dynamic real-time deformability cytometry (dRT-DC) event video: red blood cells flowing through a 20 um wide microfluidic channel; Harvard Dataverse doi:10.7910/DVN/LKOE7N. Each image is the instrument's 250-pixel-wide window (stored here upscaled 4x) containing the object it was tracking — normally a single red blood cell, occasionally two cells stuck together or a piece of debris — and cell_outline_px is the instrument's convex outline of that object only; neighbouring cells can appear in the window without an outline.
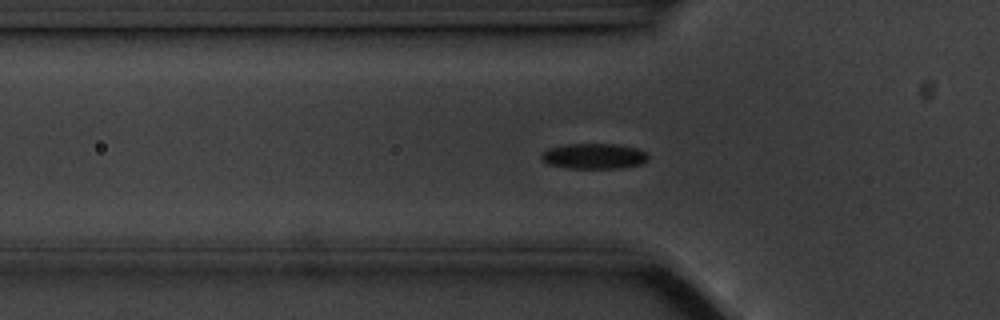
{"species": "common noctule bat (a hibernating species)", "species_latin": "Nyctalus noctula", "temperature_condition": "cold", "stored_images_in_passage": 37, "camera_frame_rate_fps": 3000, "um_per_image_px": 0.085, "animal": {"sex": "male", "body_mass_g": 20.1, "forearm_length_mm": 53.5}, "frame": {"image": 1, "passage_image": 2, "time_ms": 0.333, "image_size_px": [1000, 320], "cell_outline_px": [[648, 160], [640, 164], [620, 168], [568, 168], [548, 164], [540, 160], [540, 156], [548, 148], [568, 144], [616, 144], [636, 148], [648, 152]], "centroid_in_image_um": [50.49, 13.27], "position_along_channel_um": 75.3, "area_um2": 15.9}}
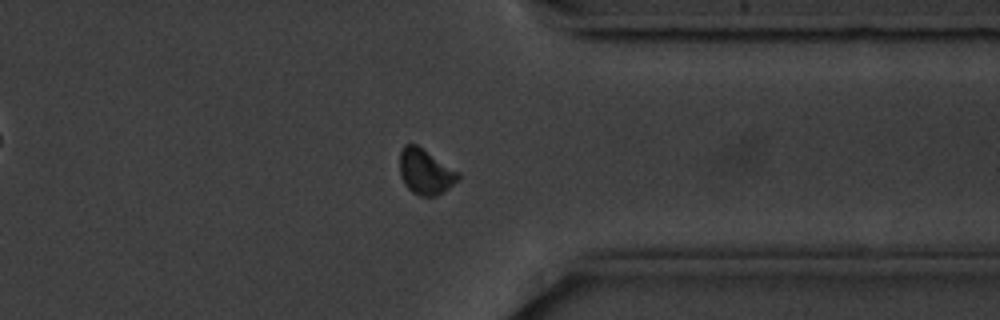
{"frame": {"image": 2, "passage_image": 28, "time_ms": 9.0, "image_size_px": [1000, 320], "cell_outline_px": [[460, 180], [436, 196], [420, 196], [412, 192], [404, 184], [400, 176], [400, 152], [404, 144], [416, 144], [460, 172]], "centroid_in_image_um": [36.17, 14.6], "position_along_channel_um": 375.2, "area_um2": 15.55}}
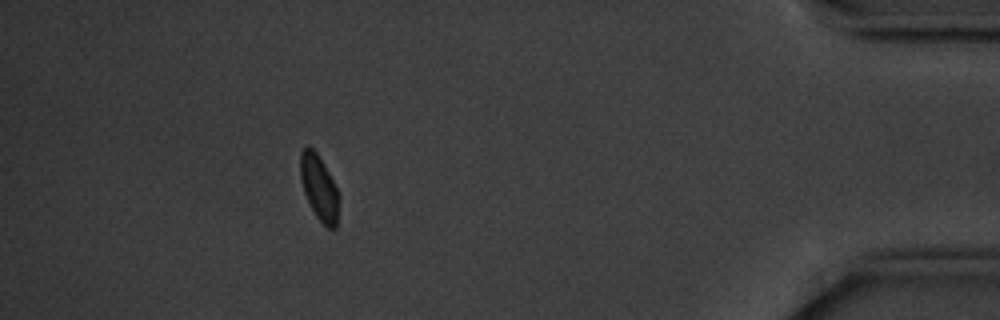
{"frame": {"image": 3, "passage_image": 35, "time_ms": 11.333, "image_size_px": [1000, 320], "cell_outline_px": [[340, 196], [336, 228], [328, 228], [316, 216], [304, 192], [300, 176], [300, 152], [308, 144], [316, 152], [340, 192]], "centroid_in_image_um": [27.14, 15.94], "position_along_channel_um": 408.1, "area_um2": 14.62}}